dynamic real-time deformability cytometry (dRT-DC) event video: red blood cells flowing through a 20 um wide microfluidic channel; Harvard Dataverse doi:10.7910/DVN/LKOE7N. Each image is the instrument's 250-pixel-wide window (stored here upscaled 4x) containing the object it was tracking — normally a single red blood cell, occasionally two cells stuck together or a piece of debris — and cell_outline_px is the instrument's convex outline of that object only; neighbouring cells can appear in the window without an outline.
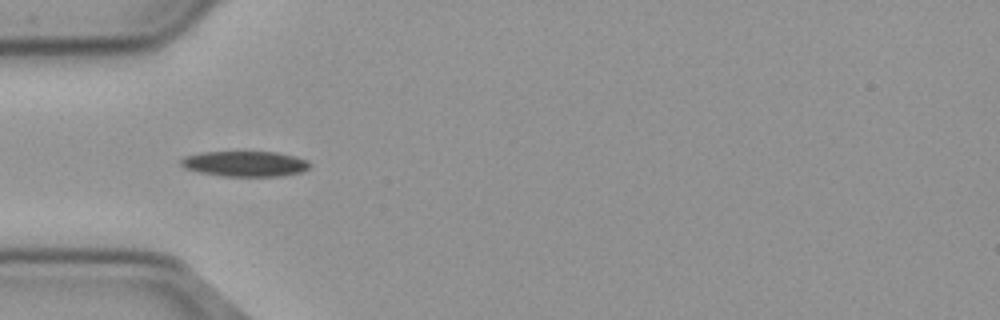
{"species": "common noctule bat (a hibernating species)", "species_latin": "Nyctalus noctula", "temperature_condition": "cold", "stored_images_in_passage": 9, "camera_frame_rate_fps": 3000, "um_per_image_px": 0.085, "animal": {"sex": "male", "body_mass_g": 23.1, "forearm_length_mm": 52.7}, "frame": {"image": 1, "passage_image": 6, "time_ms": 1.667, "image_size_px": [1000, 320], "cell_outline_px": [[308, 168], [300, 172], [280, 176], [224, 176], [200, 172], [184, 168], [180, 164], [180, 160], [184, 156], [200, 152], [276, 152], [296, 156], [308, 160]], "centroid_in_image_um": [20.79, 13.91], "position_along_channel_um": 64.2, "area_um2": 19.02}}